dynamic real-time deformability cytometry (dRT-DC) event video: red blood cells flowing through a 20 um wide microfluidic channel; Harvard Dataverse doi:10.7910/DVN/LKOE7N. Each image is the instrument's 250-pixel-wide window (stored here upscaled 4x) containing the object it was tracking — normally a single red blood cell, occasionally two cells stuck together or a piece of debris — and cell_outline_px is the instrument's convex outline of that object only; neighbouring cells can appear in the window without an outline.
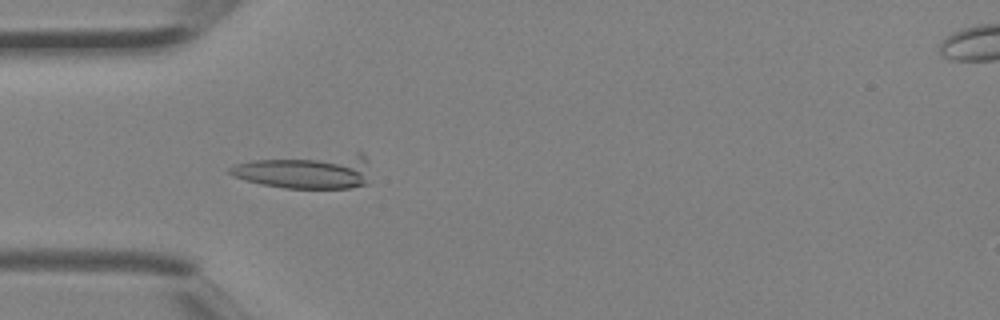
{"species": "Egyptian fruit bat (a non-hibernating species)", "species_latin": "Rousettus aegyptiacus", "temperature_condition": "room temperature", "stored_images_in_passage": 3, "camera_frame_rate_fps": 3000, "um_per_image_px": 0.085, "animal": {"sex": "female"}, "frame": {"image": 1, "passage_image": 3, "time_ms": 0.667, "image_size_px": [1000, 320], "cell_outline_px": [[368, 184], [348, 188], [284, 188], [260, 184], [244, 180], [232, 176], [228, 172], [228, 168], [236, 164], [252, 160], [356, 152], [360, 152], [368, 160]], "centroid_in_image_um": [26.04, 14.56], "position_along_channel_um": 59.0, "area_um2": 28.61}}